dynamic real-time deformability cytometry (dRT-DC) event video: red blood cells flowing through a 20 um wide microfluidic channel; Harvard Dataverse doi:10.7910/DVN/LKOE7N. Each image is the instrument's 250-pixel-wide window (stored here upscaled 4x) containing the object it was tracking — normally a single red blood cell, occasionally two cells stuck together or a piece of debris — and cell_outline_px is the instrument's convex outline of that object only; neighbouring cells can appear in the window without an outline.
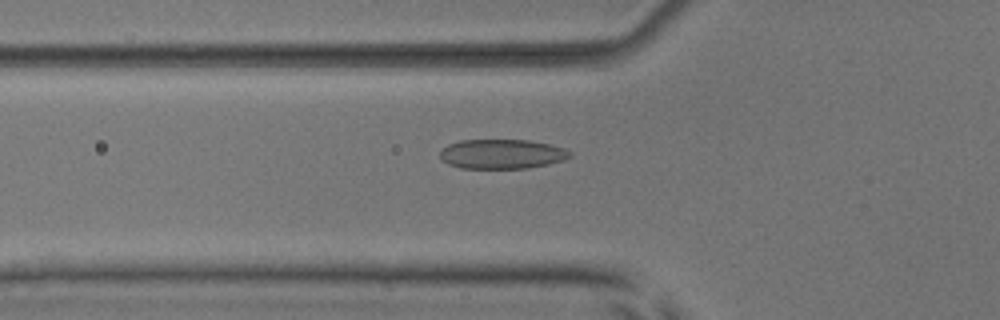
{"species": "common noctule bat (a hibernating species)", "species_latin": "Nyctalus noctula", "temperature_condition": "room temperature", "stored_images_in_passage": 43, "camera_frame_rate_fps": 3000, "um_per_image_px": 0.085, "animal": {"sex": "male", "body_mass_g": 17.9, "forearm_length_mm": 54.2}, "frame": {"image": 1, "passage_image": 9, "time_ms": 2.667, "image_size_px": [1000, 320], "cell_outline_px": [[572, 156], [564, 160], [548, 164], [528, 168], [460, 168], [448, 164], [440, 160], [440, 152], [448, 144], [460, 140], [528, 140], [548, 144], [564, 148], [572, 152]], "centroid_in_image_um": [42.66, 13.09], "position_along_channel_um": 83.1, "area_um2": 22.43}}
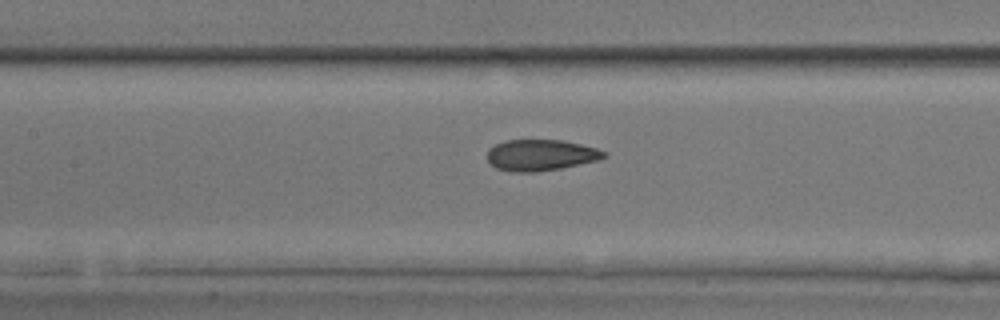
{"frame": {"image": 2, "passage_image": 15, "time_ms": 4.667, "image_size_px": [1000, 320], "cell_outline_px": [[608, 156], [596, 160], [560, 168], [536, 172], [512, 172], [496, 168], [488, 160], [488, 148], [496, 144], [508, 140], [564, 140], [596, 148], [608, 152]], "centroid_in_image_um": [45.96, 13.18], "position_along_channel_um": 161.4, "area_um2": 21.1}}
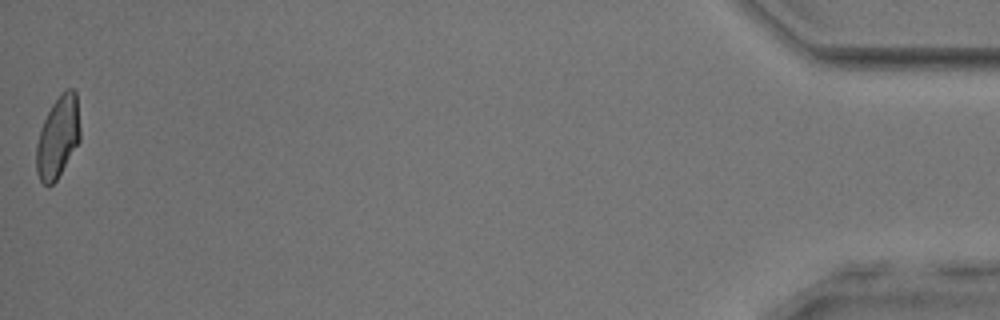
{"frame": {"image": 3, "passage_image": 43, "time_ms": 14.0, "image_size_px": [1000, 320], "cell_outline_px": [[80, 140], [56, 180], [52, 184], [44, 184], [40, 180], [36, 172], [36, 144], [40, 128], [52, 104], [60, 92], [68, 88], [72, 88], [76, 92], [80, 128]], "centroid_in_image_um": [4.92, 11.62], "position_along_channel_um": 430.3, "area_um2": 20.81}, "authors_computed_cell_mechanics": {"area_um2": 21.5016, "velocity_mm_per_s": 3.8991, "shape_relaxation_time_tau1_ms": 4.7525, "shape_relaxation_time_tau2_ms": 1.3165, "deformation_change_tau1": 0.1468, "deformation_change_tau2": 0.0571}}